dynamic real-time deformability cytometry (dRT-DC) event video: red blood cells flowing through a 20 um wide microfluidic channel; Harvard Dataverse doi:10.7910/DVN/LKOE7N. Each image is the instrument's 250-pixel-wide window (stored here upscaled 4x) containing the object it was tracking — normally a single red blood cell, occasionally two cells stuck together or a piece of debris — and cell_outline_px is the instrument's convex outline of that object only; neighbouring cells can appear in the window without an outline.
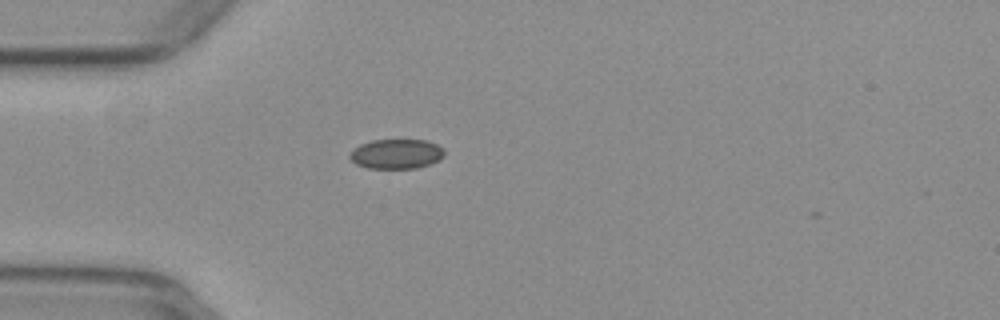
{"species": "common noctule bat (a hibernating species)", "species_latin": "Nyctalus noctula", "temperature_condition": "warm", "stored_images_in_passage": 2, "camera_frame_rate_fps": 3000, "um_per_image_px": 0.085, "animal": {"sex": "female", "body_mass_g": 29.2, "forearm_length_mm": 56.3}, "frame": {"image": 1, "passage_image": 1, "time_ms": 0.0, "image_size_px": [1000, 320], "cell_outline_px": [[444, 156], [428, 164], [416, 168], [368, 168], [356, 164], [348, 156], [352, 148], [360, 144], [372, 140], [424, 140], [436, 144], [444, 148]], "centroid_in_image_um": [33.65, 13.07], "position_along_channel_um": 51.4, "area_um2": 16.3}}